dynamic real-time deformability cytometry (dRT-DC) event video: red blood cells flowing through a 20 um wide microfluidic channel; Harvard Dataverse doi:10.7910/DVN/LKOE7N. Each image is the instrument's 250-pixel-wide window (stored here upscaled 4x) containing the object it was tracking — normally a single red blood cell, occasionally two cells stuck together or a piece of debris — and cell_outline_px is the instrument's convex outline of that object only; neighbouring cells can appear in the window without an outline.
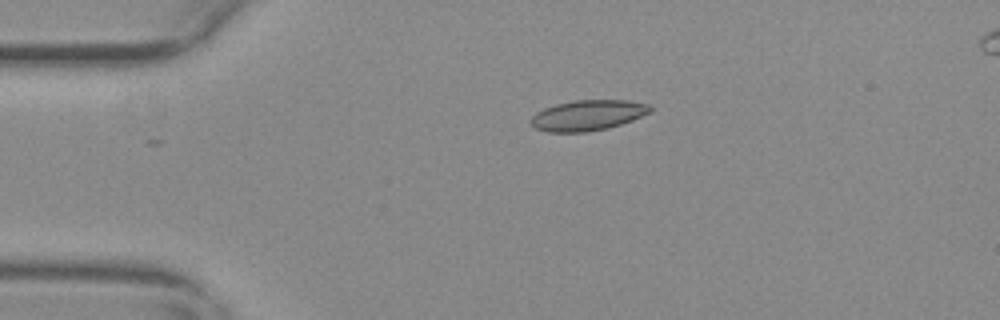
{"species": "common noctule bat (a hibernating species)", "species_latin": "Nyctalus noctula", "temperature_condition": "warm", "stored_images_in_passage": 44, "camera_frame_rate_fps": 3000, "um_per_image_px": 0.085, "animal": {"sex": "female", "body_mass_g": 29.2, "forearm_length_mm": 56.3}, "frame": {"image": 1, "passage_image": 2, "time_ms": 0.333, "image_size_px": [1000, 320], "cell_outline_px": [[652, 112], [632, 120], [608, 128], [588, 132], [548, 132], [536, 128], [528, 124], [528, 120], [536, 112], [544, 108], [556, 104], [576, 100], [628, 100], [652, 104]], "centroid_in_image_um": [49.96, 9.8], "position_along_channel_um": 35.0, "area_um2": 21.5}}
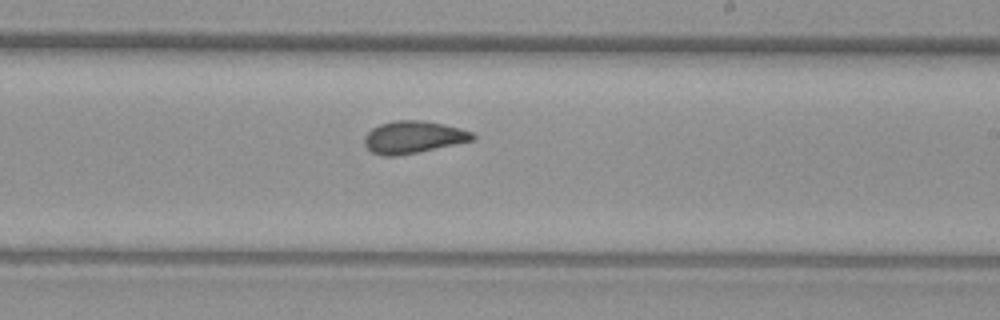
{"frame": {"image": 2, "passage_image": 23, "time_ms": 7.333, "image_size_px": [1000, 320], "cell_outline_px": [[476, 140], [396, 156], [384, 156], [372, 152], [364, 144], [364, 136], [372, 128], [380, 124], [392, 120], [424, 120], [444, 124], [460, 128], [472, 132], [476, 136]], "centroid_in_image_um": [35.14, 11.64], "position_along_channel_um": 253.9, "area_um2": 20.4}}
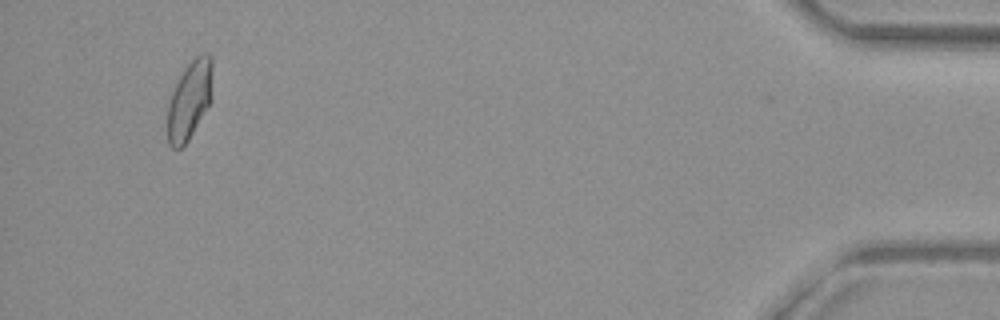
{"frame": {"image": 3, "passage_image": 43, "time_ms": 14.0, "image_size_px": [1000, 320], "cell_outline_px": [[212, 100], [188, 140], [180, 148], [172, 148], [168, 144], [168, 104], [172, 92], [184, 68], [196, 56], [204, 52], [208, 52], [212, 56]], "centroid_in_image_um": [16.14, 8.47], "position_along_channel_um": 419.1, "area_um2": 20.58}, "authors_computed_cell_mechanics": {"area_um2": 20.4612, "velocity_mm_per_s": 3.6884, "shape_relaxation_time_tau1_ms": null, "shape_relaxation_time_tau2_ms": 1.4308, "deformation_change_tau1": null, "deformation_change_tau2": 0.0642}}